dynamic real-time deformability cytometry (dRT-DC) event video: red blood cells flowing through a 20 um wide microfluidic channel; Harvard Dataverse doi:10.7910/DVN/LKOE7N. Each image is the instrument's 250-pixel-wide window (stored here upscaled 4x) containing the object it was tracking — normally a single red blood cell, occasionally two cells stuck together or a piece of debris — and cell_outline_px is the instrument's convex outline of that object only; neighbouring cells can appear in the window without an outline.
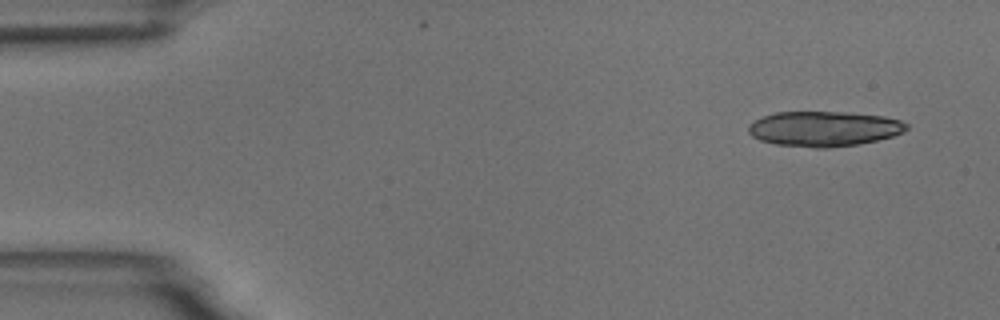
{"species": "common noctule bat (a hibernating species)", "species_latin": "Nyctalus noctula", "temperature_condition": "room temperature", "stored_images_in_passage": 8, "camera_frame_rate_fps": 3000, "um_per_image_px": 0.085, "animal": {"sex": "male", "body_mass_g": 18.8}, "frame": {"image": 1, "passage_image": 1, "time_ms": 0.0, "image_size_px": [1000, 320], "cell_outline_px": [[908, 128], [904, 132], [892, 136], [876, 140], [856, 144], [828, 148], [816, 148], [776, 144], [760, 140], [752, 136], [748, 132], [748, 124], [764, 116], [776, 112], [848, 112], [884, 116], [900, 120], [908, 124]], "centroid_in_image_um": [70.04, 10.94], "position_along_channel_um": 15.0, "area_um2": 32.31}}